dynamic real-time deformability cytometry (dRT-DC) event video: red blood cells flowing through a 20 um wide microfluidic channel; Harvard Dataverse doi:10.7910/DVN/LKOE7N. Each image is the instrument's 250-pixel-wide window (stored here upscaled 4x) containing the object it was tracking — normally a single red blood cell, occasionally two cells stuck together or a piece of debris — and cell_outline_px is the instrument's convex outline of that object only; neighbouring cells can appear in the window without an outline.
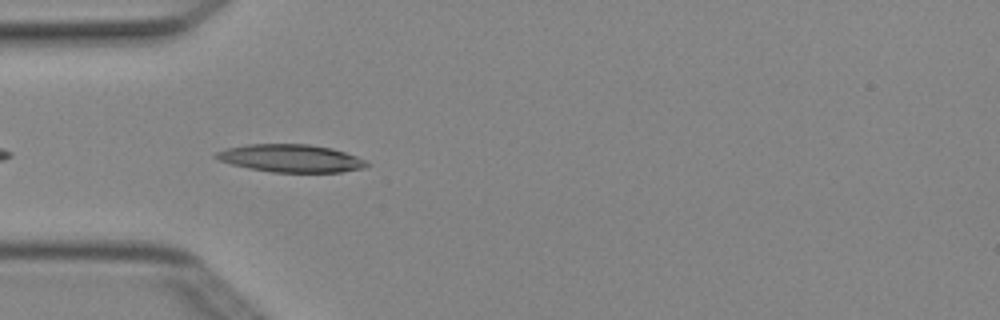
{"species": "Egyptian fruit bat (a non-hibernating species)", "species_latin": "Rousettus aegyptiacus", "temperature_condition": "cold", "stored_images_in_passage": 5, "camera_frame_rate_fps": 3000, "um_per_image_px": 0.085, "animal": {"sex": "female"}, "frame": {"image": 1, "passage_image": 4, "time_ms": 1.0, "image_size_px": [1000, 320], "cell_outline_px": [[372, 164], [364, 168], [340, 172], [272, 172], [248, 168], [232, 164], [220, 160], [212, 156], [216, 152], [228, 148], [248, 144], [308, 144], [332, 148], [356, 156]], "centroid_in_image_um": [24.73, 13.45], "position_along_channel_um": 60.3, "area_um2": 24.28}}
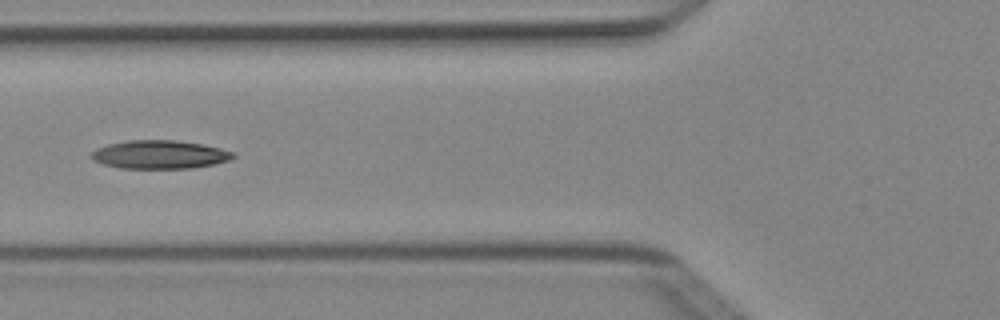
{"frame": {"image": 2, "passage_image": 5, "time_ms": 1.333, "image_size_px": [1000, 320], "cell_outline_px": [[236, 156], [228, 160], [216, 164], [192, 168], [120, 168], [104, 164], [92, 160], [92, 152], [96, 148], [108, 144], [128, 140], [176, 140], [200, 144], [220, 148], [236, 152]], "centroid_in_image_um": [13.59, 13.13], "position_along_channel_um": 112.2, "area_um2": 23.47}}